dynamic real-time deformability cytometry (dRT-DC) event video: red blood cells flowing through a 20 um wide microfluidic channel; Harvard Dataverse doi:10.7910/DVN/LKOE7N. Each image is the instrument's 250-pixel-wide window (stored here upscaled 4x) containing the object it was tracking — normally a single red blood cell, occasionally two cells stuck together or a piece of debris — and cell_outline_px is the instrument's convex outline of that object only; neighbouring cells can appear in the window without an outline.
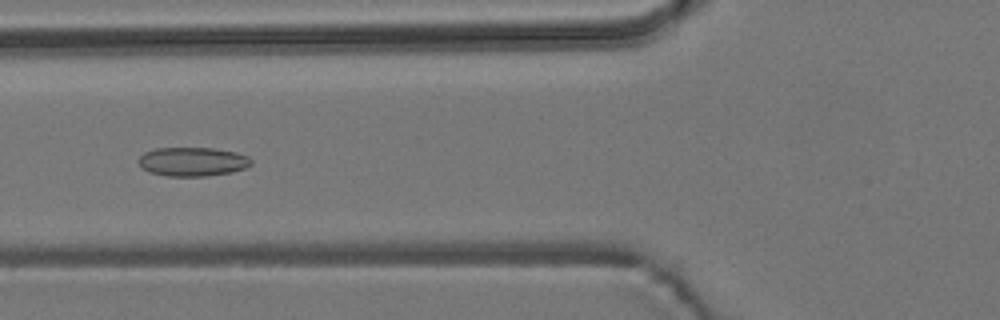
{"species": "common noctule bat (a hibernating species)", "species_latin": "Nyctalus noctula", "temperature_condition": "room temperature", "stored_images_in_passage": 8, "camera_frame_rate_fps": 3000, "um_per_image_px": 0.085, "animal": {"sex": "male", "body_mass_g": 19.2, "forearm_length_mm": 51.8}, "frame": {"image": 1, "passage_image": 5, "time_ms": 6.0, "image_size_px": [1000, 320], "cell_outline_px": [[252, 164], [244, 168], [232, 172], [208, 176], [168, 176], [148, 172], [136, 160], [144, 152], [156, 148], [212, 148], [236, 152], [248, 156], [252, 160]], "centroid_in_image_um": [16.37, 13.74], "position_along_channel_um": 109.4, "area_um2": 19.07}}
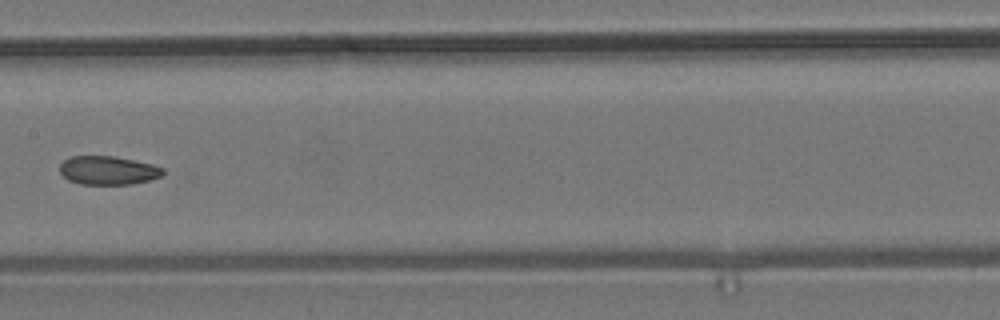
{"frame": {"image": 2, "passage_image": 7, "time_ms": 8.333, "image_size_px": [1000, 320], "cell_outline_px": [[164, 172], [160, 176], [148, 180], [132, 184], [80, 184], [68, 180], [60, 172], [60, 164], [68, 156], [112, 156], [152, 164], [164, 168]], "centroid_in_image_um": [9.15, 14.48], "position_along_channel_um": 198.2, "area_um2": 17.11}}
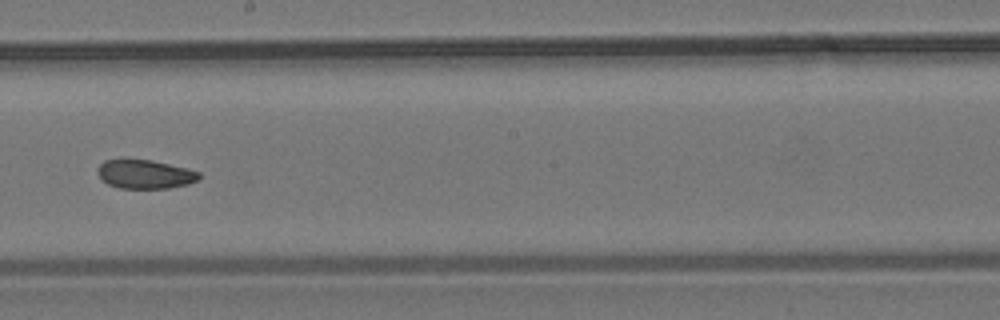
{"frame": {"image": 3, "passage_image": 8, "time_ms": 9.333, "image_size_px": [1000, 320], "cell_outline_px": [[200, 176], [196, 180], [188, 184], [168, 188], [120, 188], [108, 184], [96, 172], [96, 168], [104, 160], [120, 156], [124, 156], [152, 160], [188, 168], [200, 172]], "centroid_in_image_um": [12.26, 14.75], "position_along_channel_um": 235.9, "area_um2": 17.69}}